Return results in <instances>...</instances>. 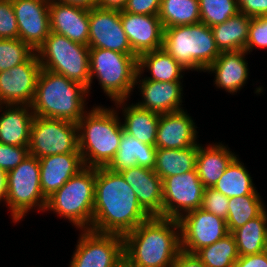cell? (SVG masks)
<instances>
[{"mask_svg":"<svg viewBox=\"0 0 267 267\" xmlns=\"http://www.w3.org/2000/svg\"><path fill=\"white\" fill-rule=\"evenodd\" d=\"M151 217L132 187L118 172L96 168L94 208L90 230L124 236Z\"/></svg>","mask_w":267,"mask_h":267,"instance_id":"obj_1","label":"cell"},{"mask_svg":"<svg viewBox=\"0 0 267 267\" xmlns=\"http://www.w3.org/2000/svg\"><path fill=\"white\" fill-rule=\"evenodd\" d=\"M124 260L132 267H172L181 250L177 219L151 216L124 236Z\"/></svg>","mask_w":267,"mask_h":267,"instance_id":"obj_2","label":"cell"},{"mask_svg":"<svg viewBox=\"0 0 267 267\" xmlns=\"http://www.w3.org/2000/svg\"><path fill=\"white\" fill-rule=\"evenodd\" d=\"M93 106L76 123L78 147L85 167H107L115 157L123 134L117 108Z\"/></svg>","mask_w":267,"mask_h":267,"instance_id":"obj_3","label":"cell"},{"mask_svg":"<svg viewBox=\"0 0 267 267\" xmlns=\"http://www.w3.org/2000/svg\"><path fill=\"white\" fill-rule=\"evenodd\" d=\"M88 95V89L81 83L42 69L30 107L34 116L77 123L87 112Z\"/></svg>","mask_w":267,"mask_h":267,"instance_id":"obj_4","label":"cell"},{"mask_svg":"<svg viewBox=\"0 0 267 267\" xmlns=\"http://www.w3.org/2000/svg\"><path fill=\"white\" fill-rule=\"evenodd\" d=\"M163 50L186 70L205 71L221 54L211 27L199 22L164 29Z\"/></svg>","mask_w":267,"mask_h":267,"instance_id":"obj_5","label":"cell"},{"mask_svg":"<svg viewBox=\"0 0 267 267\" xmlns=\"http://www.w3.org/2000/svg\"><path fill=\"white\" fill-rule=\"evenodd\" d=\"M95 181L96 168L85 167L47 198L45 211L68 219L77 230H90Z\"/></svg>","mask_w":267,"mask_h":267,"instance_id":"obj_6","label":"cell"},{"mask_svg":"<svg viewBox=\"0 0 267 267\" xmlns=\"http://www.w3.org/2000/svg\"><path fill=\"white\" fill-rule=\"evenodd\" d=\"M90 85L99 81L104 93L113 102L129 100L135 88L138 72V56L119 53L103 48H90Z\"/></svg>","mask_w":267,"mask_h":267,"instance_id":"obj_7","label":"cell"},{"mask_svg":"<svg viewBox=\"0 0 267 267\" xmlns=\"http://www.w3.org/2000/svg\"><path fill=\"white\" fill-rule=\"evenodd\" d=\"M36 54L42 69L62 74L86 88L89 87V46L71 41L64 35L51 31Z\"/></svg>","mask_w":267,"mask_h":267,"instance_id":"obj_8","label":"cell"},{"mask_svg":"<svg viewBox=\"0 0 267 267\" xmlns=\"http://www.w3.org/2000/svg\"><path fill=\"white\" fill-rule=\"evenodd\" d=\"M5 204L10 208L14 223L20 222L35 208L45 212L47 198L41 190L40 165L37 157L29 154L16 168L7 172Z\"/></svg>","mask_w":267,"mask_h":267,"instance_id":"obj_9","label":"cell"},{"mask_svg":"<svg viewBox=\"0 0 267 267\" xmlns=\"http://www.w3.org/2000/svg\"><path fill=\"white\" fill-rule=\"evenodd\" d=\"M29 154L43 158L80 153L77 124L63 119L34 116L30 129Z\"/></svg>","mask_w":267,"mask_h":267,"instance_id":"obj_10","label":"cell"},{"mask_svg":"<svg viewBox=\"0 0 267 267\" xmlns=\"http://www.w3.org/2000/svg\"><path fill=\"white\" fill-rule=\"evenodd\" d=\"M69 267H118L124 260V238L119 234L80 230Z\"/></svg>","mask_w":267,"mask_h":267,"instance_id":"obj_11","label":"cell"},{"mask_svg":"<svg viewBox=\"0 0 267 267\" xmlns=\"http://www.w3.org/2000/svg\"><path fill=\"white\" fill-rule=\"evenodd\" d=\"M162 217L179 219L201 207L205 187L197 170L166 177L163 181Z\"/></svg>","mask_w":267,"mask_h":267,"instance_id":"obj_12","label":"cell"},{"mask_svg":"<svg viewBox=\"0 0 267 267\" xmlns=\"http://www.w3.org/2000/svg\"><path fill=\"white\" fill-rule=\"evenodd\" d=\"M181 250L196 254L227 235L226 220L201 208L189 211L178 219Z\"/></svg>","mask_w":267,"mask_h":267,"instance_id":"obj_13","label":"cell"},{"mask_svg":"<svg viewBox=\"0 0 267 267\" xmlns=\"http://www.w3.org/2000/svg\"><path fill=\"white\" fill-rule=\"evenodd\" d=\"M42 67L36 52L25 62L0 71V104L31 105Z\"/></svg>","mask_w":267,"mask_h":267,"instance_id":"obj_14","label":"cell"},{"mask_svg":"<svg viewBox=\"0 0 267 267\" xmlns=\"http://www.w3.org/2000/svg\"><path fill=\"white\" fill-rule=\"evenodd\" d=\"M89 48H103L136 55L131 48L120 19L119 10L89 9Z\"/></svg>","mask_w":267,"mask_h":267,"instance_id":"obj_15","label":"cell"},{"mask_svg":"<svg viewBox=\"0 0 267 267\" xmlns=\"http://www.w3.org/2000/svg\"><path fill=\"white\" fill-rule=\"evenodd\" d=\"M50 0H12L19 39L35 52L50 34Z\"/></svg>","mask_w":267,"mask_h":267,"instance_id":"obj_16","label":"cell"},{"mask_svg":"<svg viewBox=\"0 0 267 267\" xmlns=\"http://www.w3.org/2000/svg\"><path fill=\"white\" fill-rule=\"evenodd\" d=\"M120 19L137 56L163 47L164 28L158 15L132 14L121 10Z\"/></svg>","mask_w":267,"mask_h":267,"instance_id":"obj_17","label":"cell"},{"mask_svg":"<svg viewBox=\"0 0 267 267\" xmlns=\"http://www.w3.org/2000/svg\"><path fill=\"white\" fill-rule=\"evenodd\" d=\"M196 128L187 110L160 114L155 147L184 149L199 145Z\"/></svg>","mask_w":267,"mask_h":267,"instance_id":"obj_18","label":"cell"},{"mask_svg":"<svg viewBox=\"0 0 267 267\" xmlns=\"http://www.w3.org/2000/svg\"><path fill=\"white\" fill-rule=\"evenodd\" d=\"M119 173L132 187L140 206L150 216L162 217L163 182L154 170L135 166Z\"/></svg>","mask_w":267,"mask_h":267,"instance_id":"obj_19","label":"cell"},{"mask_svg":"<svg viewBox=\"0 0 267 267\" xmlns=\"http://www.w3.org/2000/svg\"><path fill=\"white\" fill-rule=\"evenodd\" d=\"M50 30L88 46L89 9L50 1Z\"/></svg>","mask_w":267,"mask_h":267,"instance_id":"obj_20","label":"cell"},{"mask_svg":"<svg viewBox=\"0 0 267 267\" xmlns=\"http://www.w3.org/2000/svg\"><path fill=\"white\" fill-rule=\"evenodd\" d=\"M139 83V84H138ZM182 82H159L135 78V86L140 90L142 101L136 103L139 107L159 114L183 110Z\"/></svg>","mask_w":267,"mask_h":267,"instance_id":"obj_21","label":"cell"},{"mask_svg":"<svg viewBox=\"0 0 267 267\" xmlns=\"http://www.w3.org/2000/svg\"><path fill=\"white\" fill-rule=\"evenodd\" d=\"M38 160L41 190L46 198L85 168L81 153L56 154Z\"/></svg>","mask_w":267,"mask_h":267,"instance_id":"obj_22","label":"cell"},{"mask_svg":"<svg viewBox=\"0 0 267 267\" xmlns=\"http://www.w3.org/2000/svg\"><path fill=\"white\" fill-rule=\"evenodd\" d=\"M245 50L221 52L218 58L204 71L214 73V84L230 94L237 93L248 80L249 68Z\"/></svg>","mask_w":267,"mask_h":267,"instance_id":"obj_23","label":"cell"},{"mask_svg":"<svg viewBox=\"0 0 267 267\" xmlns=\"http://www.w3.org/2000/svg\"><path fill=\"white\" fill-rule=\"evenodd\" d=\"M0 111L2 112L0 143L11 146H29L30 129L34 118L31 107L29 105H0Z\"/></svg>","mask_w":267,"mask_h":267,"instance_id":"obj_24","label":"cell"},{"mask_svg":"<svg viewBox=\"0 0 267 267\" xmlns=\"http://www.w3.org/2000/svg\"><path fill=\"white\" fill-rule=\"evenodd\" d=\"M222 143L198 145L196 170L205 188H213L229 164L238 156Z\"/></svg>","mask_w":267,"mask_h":267,"instance_id":"obj_25","label":"cell"},{"mask_svg":"<svg viewBox=\"0 0 267 267\" xmlns=\"http://www.w3.org/2000/svg\"><path fill=\"white\" fill-rule=\"evenodd\" d=\"M156 151L157 148L154 145L140 142L137 138L126 133L123 129L118 151L107 168L112 172L118 173L135 166L153 170L155 166Z\"/></svg>","mask_w":267,"mask_h":267,"instance_id":"obj_26","label":"cell"},{"mask_svg":"<svg viewBox=\"0 0 267 267\" xmlns=\"http://www.w3.org/2000/svg\"><path fill=\"white\" fill-rule=\"evenodd\" d=\"M126 101L128 100L114 102L116 108L122 107L124 131L140 142L155 146L160 114L141 108L137 104L127 105Z\"/></svg>","mask_w":267,"mask_h":267,"instance_id":"obj_27","label":"cell"},{"mask_svg":"<svg viewBox=\"0 0 267 267\" xmlns=\"http://www.w3.org/2000/svg\"><path fill=\"white\" fill-rule=\"evenodd\" d=\"M150 72V77H143L144 70ZM185 71L180 63L172 58L165 50L148 51L138 56V72L136 78L159 81L181 82ZM142 76V77H141Z\"/></svg>","mask_w":267,"mask_h":267,"instance_id":"obj_28","label":"cell"},{"mask_svg":"<svg viewBox=\"0 0 267 267\" xmlns=\"http://www.w3.org/2000/svg\"><path fill=\"white\" fill-rule=\"evenodd\" d=\"M251 17L238 13L225 22L211 27L220 52L245 50Z\"/></svg>","mask_w":267,"mask_h":267,"instance_id":"obj_29","label":"cell"},{"mask_svg":"<svg viewBox=\"0 0 267 267\" xmlns=\"http://www.w3.org/2000/svg\"><path fill=\"white\" fill-rule=\"evenodd\" d=\"M198 145L184 149L157 148L154 172L162 179L196 169Z\"/></svg>","mask_w":267,"mask_h":267,"instance_id":"obj_30","label":"cell"},{"mask_svg":"<svg viewBox=\"0 0 267 267\" xmlns=\"http://www.w3.org/2000/svg\"><path fill=\"white\" fill-rule=\"evenodd\" d=\"M239 256L267 250V210L232 232Z\"/></svg>","mask_w":267,"mask_h":267,"instance_id":"obj_31","label":"cell"},{"mask_svg":"<svg viewBox=\"0 0 267 267\" xmlns=\"http://www.w3.org/2000/svg\"><path fill=\"white\" fill-rule=\"evenodd\" d=\"M252 177L239 157H236L213 186L227 198L259 194Z\"/></svg>","mask_w":267,"mask_h":267,"instance_id":"obj_32","label":"cell"},{"mask_svg":"<svg viewBox=\"0 0 267 267\" xmlns=\"http://www.w3.org/2000/svg\"><path fill=\"white\" fill-rule=\"evenodd\" d=\"M158 17L164 29L199 23V0H161Z\"/></svg>","mask_w":267,"mask_h":267,"instance_id":"obj_33","label":"cell"},{"mask_svg":"<svg viewBox=\"0 0 267 267\" xmlns=\"http://www.w3.org/2000/svg\"><path fill=\"white\" fill-rule=\"evenodd\" d=\"M262 200L260 194L229 198L226 219L228 232L232 233L249 220L259 216L266 209Z\"/></svg>","mask_w":267,"mask_h":267,"instance_id":"obj_34","label":"cell"},{"mask_svg":"<svg viewBox=\"0 0 267 267\" xmlns=\"http://www.w3.org/2000/svg\"><path fill=\"white\" fill-rule=\"evenodd\" d=\"M196 256L206 267H234L239 257L232 233H228L210 246L200 249Z\"/></svg>","mask_w":267,"mask_h":267,"instance_id":"obj_35","label":"cell"},{"mask_svg":"<svg viewBox=\"0 0 267 267\" xmlns=\"http://www.w3.org/2000/svg\"><path fill=\"white\" fill-rule=\"evenodd\" d=\"M200 22L209 27L221 24L239 13L236 0H199Z\"/></svg>","mask_w":267,"mask_h":267,"instance_id":"obj_36","label":"cell"},{"mask_svg":"<svg viewBox=\"0 0 267 267\" xmlns=\"http://www.w3.org/2000/svg\"><path fill=\"white\" fill-rule=\"evenodd\" d=\"M35 51L19 38L0 39V71L27 61Z\"/></svg>","mask_w":267,"mask_h":267,"instance_id":"obj_37","label":"cell"},{"mask_svg":"<svg viewBox=\"0 0 267 267\" xmlns=\"http://www.w3.org/2000/svg\"><path fill=\"white\" fill-rule=\"evenodd\" d=\"M228 201L229 198L214 188H205L200 208L226 220L228 214Z\"/></svg>","mask_w":267,"mask_h":267,"instance_id":"obj_38","label":"cell"},{"mask_svg":"<svg viewBox=\"0 0 267 267\" xmlns=\"http://www.w3.org/2000/svg\"><path fill=\"white\" fill-rule=\"evenodd\" d=\"M19 38L12 0H0V39Z\"/></svg>","mask_w":267,"mask_h":267,"instance_id":"obj_39","label":"cell"},{"mask_svg":"<svg viewBox=\"0 0 267 267\" xmlns=\"http://www.w3.org/2000/svg\"><path fill=\"white\" fill-rule=\"evenodd\" d=\"M254 48L267 49V16L251 18L245 51L250 54Z\"/></svg>","mask_w":267,"mask_h":267,"instance_id":"obj_40","label":"cell"},{"mask_svg":"<svg viewBox=\"0 0 267 267\" xmlns=\"http://www.w3.org/2000/svg\"><path fill=\"white\" fill-rule=\"evenodd\" d=\"M28 147L0 143V167L7 172L16 168L29 155Z\"/></svg>","mask_w":267,"mask_h":267,"instance_id":"obj_41","label":"cell"},{"mask_svg":"<svg viewBox=\"0 0 267 267\" xmlns=\"http://www.w3.org/2000/svg\"><path fill=\"white\" fill-rule=\"evenodd\" d=\"M161 0H127L125 12L141 15H158Z\"/></svg>","mask_w":267,"mask_h":267,"instance_id":"obj_42","label":"cell"},{"mask_svg":"<svg viewBox=\"0 0 267 267\" xmlns=\"http://www.w3.org/2000/svg\"><path fill=\"white\" fill-rule=\"evenodd\" d=\"M239 13L251 18L267 16V0H236Z\"/></svg>","mask_w":267,"mask_h":267,"instance_id":"obj_43","label":"cell"},{"mask_svg":"<svg viewBox=\"0 0 267 267\" xmlns=\"http://www.w3.org/2000/svg\"><path fill=\"white\" fill-rule=\"evenodd\" d=\"M234 267H267V250L257 254L239 256Z\"/></svg>","mask_w":267,"mask_h":267,"instance_id":"obj_44","label":"cell"},{"mask_svg":"<svg viewBox=\"0 0 267 267\" xmlns=\"http://www.w3.org/2000/svg\"><path fill=\"white\" fill-rule=\"evenodd\" d=\"M172 267H206L196 254L181 251L177 256Z\"/></svg>","mask_w":267,"mask_h":267,"instance_id":"obj_45","label":"cell"},{"mask_svg":"<svg viewBox=\"0 0 267 267\" xmlns=\"http://www.w3.org/2000/svg\"><path fill=\"white\" fill-rule=\"evenodd\" d=\"M127 0H97L96 7L110 10H123Z\"/></svg>","mask_w":267,"mask_h":267,"instance_id":"obj_46","label":"cell"},{"mask_svg":"<svg viewBox=\"0 0 267 267\" xmlns=\"http://www.w3.org/2000/svg\"><path fill=\"white\" fill-rule=\"evenodd\" d=\"M64 4H72L87 9L94 8L97 5V0H50Z\"/></svg>","mask_w":267,"mask_h":267,"instance_id":"obj_47","label":"cell"},{"mask_svg":"<svg viewBox=\"0 0 267 267\" xmlns=\"http://www.w3.org/2000/svg\"><path fill=\"white\" fill-rule=\"evenodd\" d=\"M7 197V171L0 167V203Z\"/></svg>","mask_w":267,"mask_h":267,"instance_id":"obj_48","label":"cell"},{"mask_svg":"<svg viewBox=\"0 0 267 267\" xmlns=\"http://www.w3.org/2000/svg\"><path fill=\"white\" fill-rule=\"evenodd\" d=\"M118 267H132V266H130L125 260H123Z\"/></svg>","mask_w":267,"mask_h":267,"instance_id":"obj_49","label":"cell"}]
</instances>
